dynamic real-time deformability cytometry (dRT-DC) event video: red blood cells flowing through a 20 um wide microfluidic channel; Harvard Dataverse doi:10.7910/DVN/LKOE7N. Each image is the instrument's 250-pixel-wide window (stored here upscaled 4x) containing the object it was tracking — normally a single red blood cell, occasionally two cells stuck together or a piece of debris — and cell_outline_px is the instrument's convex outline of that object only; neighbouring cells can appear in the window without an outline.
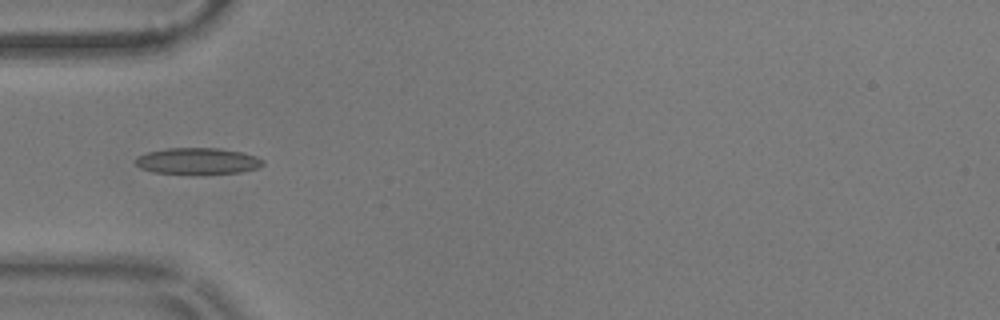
{"species": "common noctule bat (a hibernating species)", "species_latin": "Nyctalus noctula", "temperature_condition": "warm", "stored_images_in_passage": 39, "camera_frame_rate_fps": 3000, "um_per_image_px": 0.085, "animal": {"sex": "male", "body_mass_g": 17.9}, "frame": {"image": 1, "passage_image": 1, "time_ms": 0.0, "image_size_px": [1000, 320], "cell_outline_px": [[264, 164], [260, 168], [240, 172], [156, 172], [140, 168], [136, 164], [136, 156], [148, 152], [168, 148], [220, 148], [240, 152], [256, 156], [264, 160]], "centroid_in_image_um": [16.83, 13.66], "position_along_channel_um": 68.2, "area_um2": 18.96}}
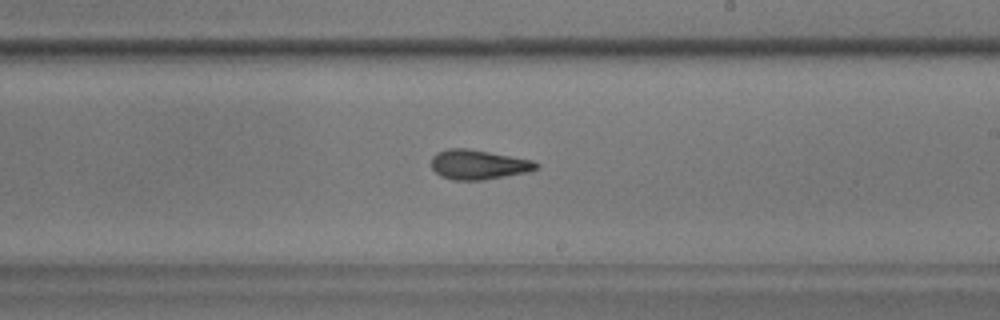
{"frame": {"image": 2, "passage_image": 16, "time_ms": 5.0, "image_size_px": [1000, 320], "cell_outline_px": [[540, 164], [536, 168], [528, 172], [480, 180], [452, 180], [440, 176], [432, 168], [432, 156], [436, 152], [448, 148], [464, 148], [488, 152], [532, 160]], "centroid_in_image_um": [40.62, 13.99], "position_along_channel_um": 248.4, "area_um2": 17.92}}
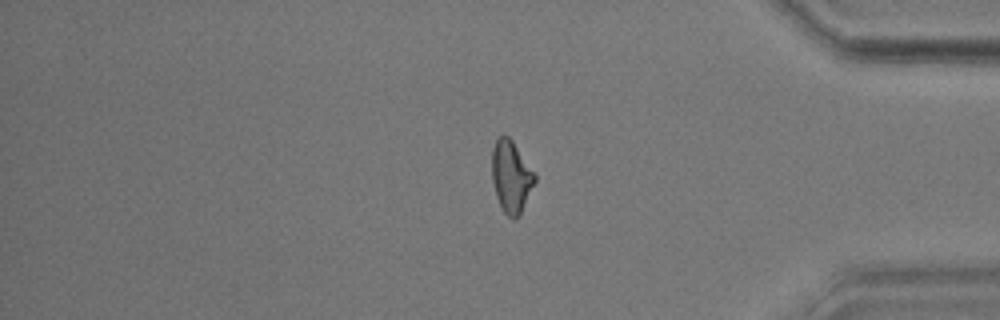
{"frame": {"image": 3, "passage_image": 30, "time_ms": 9.667, "image_size_px": [1000, 320], "cell_outline_px": [[536, 180], [520, 216], [516, 220], [512, 220], [504, 212], [496, 196], [492, 180], [492, 148], [496, 140], [504, 132], [512, 140], [536, 172]], "centroid_in_image_um": [43.46, 15.01], "position_along_channel_um": 391.7, "area_um2": 18.32}, "authors_computed_cell_mechanics": {"area_um2": 18.1492, "velocity_mm_per_s": 3.5846, "shape_relaxation_time_tau1_ms": 8.7126, "shape_relaxation_time_tau2_ms": 2.0625, "deformation_change_tau1": 0.1639, "deformation_change_tau2": 0.0997}}